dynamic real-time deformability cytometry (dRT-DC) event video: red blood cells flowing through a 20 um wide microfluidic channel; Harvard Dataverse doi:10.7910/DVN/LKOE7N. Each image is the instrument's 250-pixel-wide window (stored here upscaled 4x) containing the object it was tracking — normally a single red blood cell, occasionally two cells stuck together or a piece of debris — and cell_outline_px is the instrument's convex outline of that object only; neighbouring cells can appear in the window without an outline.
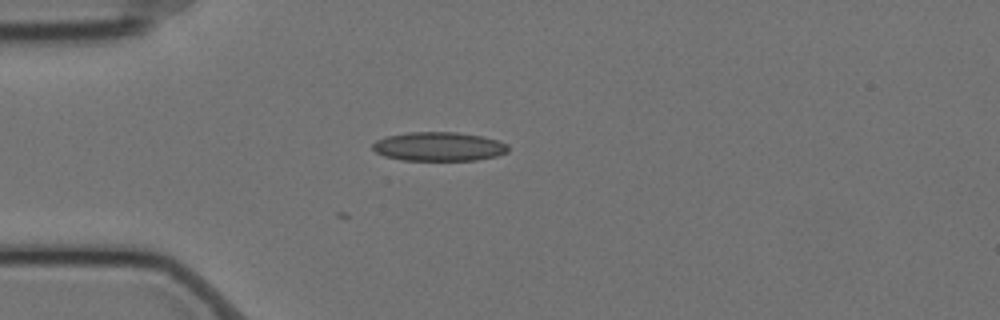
{"species": "Egyptian fruit bat (a non-hibernating species)", "species_latin": "Rousettus aegyptiacus", "temperature_condition": "cold", "stored_images_in_passage": 5, "camera_frame_rate_fps": 3000, "um_per_image_px": 0.085, "animal": {"sex": "female"}, "frame": {"image": 1, "passage_image": 1, "time_ms": 0.0, "image_size_px": [1000, 320], "cell_outline_px": [[508, 152], [496, 156], [476, 160], [400, 160], [384, 156], [376, 152], [372, 148], [372, 144], [376, 140], [388, 136], [408, 132], [456, 132], [480, 136], [496, 140], [508, 144]], "centroid_in_image_um": [37.28, 12.46], "position_along_channel_um": 47.7, "area_um2": 22.83}}
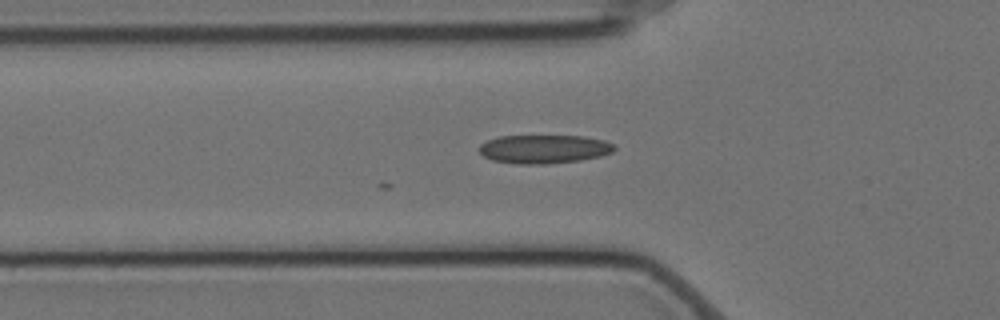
{"frame": {"image": 2, "passage_image": 5, "time_ms": 1.333, "image_size_px": [1000, 320], "cell_outline_px": [[616, 148], [612, 152], [600, 156], [580, 160], [548, 164], [520, 164], [492, 160], [484, 156], [480, 152], [480, 144], [488, 140], [500, 136], [584, 136], [604, 140], [612, 144]], "centroid_in_image_um": [46.25, 12.67], "position_along_channel_um": 79.6, "area_um2": 22.43}}